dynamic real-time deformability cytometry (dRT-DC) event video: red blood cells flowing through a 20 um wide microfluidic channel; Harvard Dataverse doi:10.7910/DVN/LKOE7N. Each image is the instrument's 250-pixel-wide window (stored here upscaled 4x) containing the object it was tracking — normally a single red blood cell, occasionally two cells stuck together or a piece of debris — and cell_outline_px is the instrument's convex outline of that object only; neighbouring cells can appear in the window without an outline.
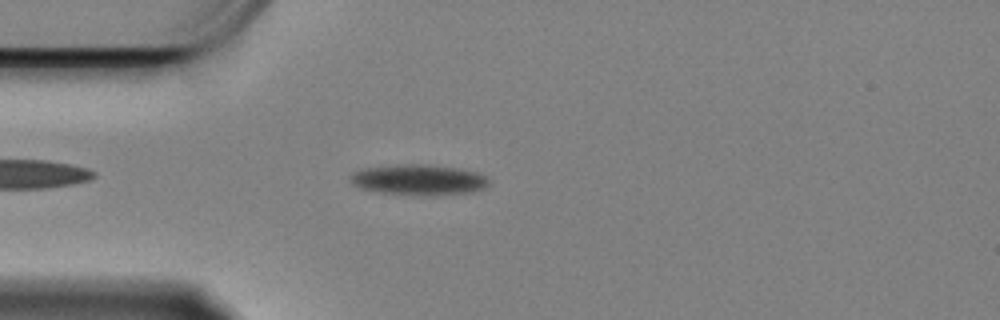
{"species": "Egyptian fruit bat (a non-hibernating species)", "species_latin": "Rousettus aegyptiacus", "temperature_condition": "cold", "stored_images_in_passage": 43, "camera_frame_rate_fps": 3000, "um_per_image_px": 0.085, "animal": {"sex": "female"}, "frame": {"image": 1, "passage_image": 5, "time_ms": 1.333, "image_size_px": [1000, 320], "cell_outline_px": [[488, 184], [480, 188], [468, 192], [436, 196], [420, 196], [380, 192], [360, 188], [352, 184], [348, 176], [352, 172], [364, 168], [396, 164], [428, 164], [456, 168], [476, 172], [484, 176], [488, 180]], "centroid_in_image_um": [35.5, 15.28], "position_along_channel_um": 49.5, "area_um2": 24.8}}
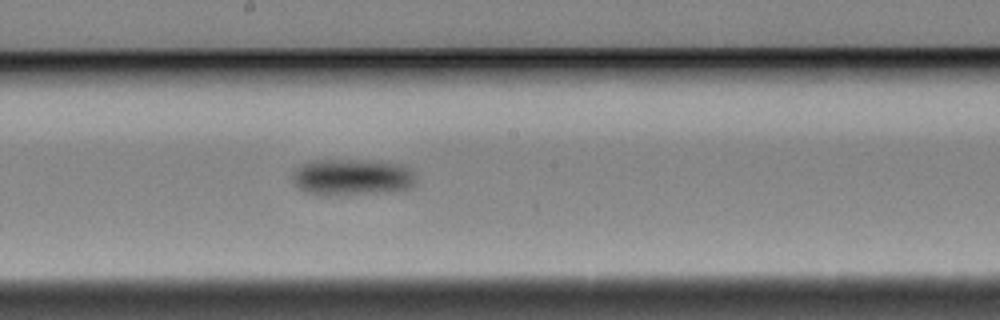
{"frame": {"image": 2, "passage_image": 21, "time_ms": 6.667, "image_size_px": [1000, 320], "cell_outline_px": [[416, 184], [408, 188], [388, 192], [328, 196], [320, 196], [296, 188], [292, 180], [292, 172], [300, 164], [312, 160], [380, 160], [408, 164], [412, 168], [416, 176]], "centroid_in_image_um": [29.96, 15.05], "position_along_channel_um": 218.2, "area_um2": 27.34}}
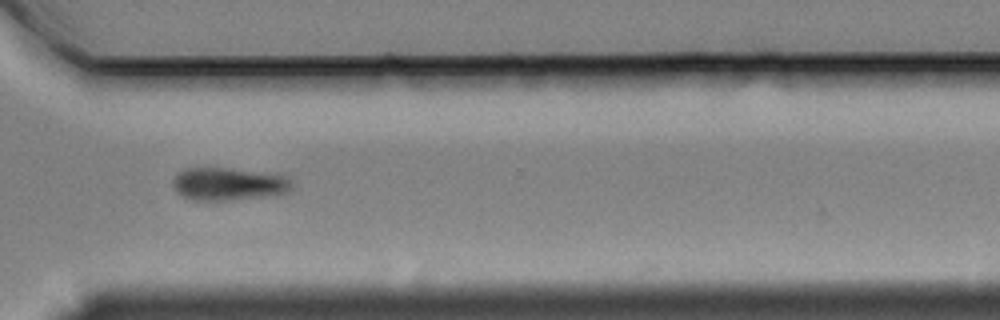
{"frame": {"image": 3, "passage_image": 33, "time_ms": 10.667, "image_size_px": [1000, 320], "cell_outline_px": [[292, 188], [288, 192], [272, 196], [232, 200], [192, 200], [176, 192], [172, 184], [172, 180], [176, 172], [184, 168], [224, 168], [284, 176], [292, 184]], "centroid_in_image_um": [19.35, 15.66], "position_along_channel_um": 351.2, "area_um2": 22.6}, "authors_computed_cell_mechanics": {"area_um2": 24.7962, "velocity_mm_per_s": 3.3252, "shape_relaxation_time_tau1_ms": 3.272, "shape_relaxation_time_tau2_ms": null, "deformation_change_tau1": 0.1029, "deformation_change_tau2": null}}